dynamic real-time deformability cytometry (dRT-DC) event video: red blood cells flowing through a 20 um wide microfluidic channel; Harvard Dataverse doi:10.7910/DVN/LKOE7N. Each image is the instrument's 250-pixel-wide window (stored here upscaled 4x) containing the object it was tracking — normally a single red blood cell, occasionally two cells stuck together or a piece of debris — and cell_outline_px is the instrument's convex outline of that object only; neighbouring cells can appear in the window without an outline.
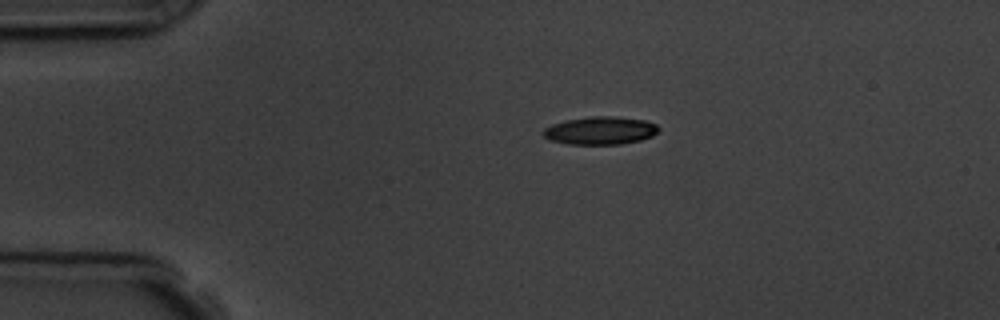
{"species": "common noctule bat (a hibernating species)", "species_latin": "Nyctalus noctula", "temperature_condition": "room temperature", "stored_images_in_passage": 2, "camera_frame_rate_fps": 3000, "um_per_image_px": 0.085, "animal": {"sex": "male", "body_mass_g": 19.5, "forearm_length_mm": 54.6}, "frame": {"image": 1, "passage_image": 1, "time_ms": 0.0, "image_size_px": [1000, 320], "cell_outline_px": [[660, 128], [652, 136], [640, 140], [620, 144], [568, 144], [552, 140], [544, 136], [540, 132], [544, 128], [552, 124], [564, 120], [592, 116], [612, 116], [644, 120], [656, 124]], "centroid_in_image_um": [51.0, 11.09], "position_along_channel_um": 34.0, "area_um2": 18.73}}